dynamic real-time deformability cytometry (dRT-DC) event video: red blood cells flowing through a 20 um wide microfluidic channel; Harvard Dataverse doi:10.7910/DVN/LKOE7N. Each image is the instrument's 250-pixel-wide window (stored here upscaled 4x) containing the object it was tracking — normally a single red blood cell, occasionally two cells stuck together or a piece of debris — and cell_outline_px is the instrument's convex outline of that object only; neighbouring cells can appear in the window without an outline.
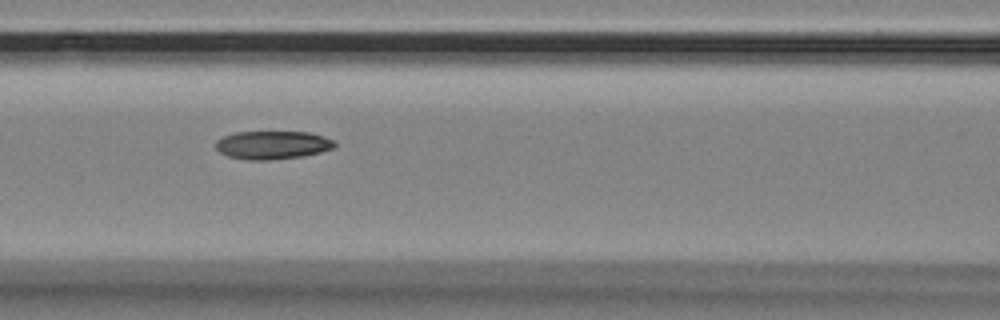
{"species": "Egyptian fruit bat (a non-hibernating species)", "species_latin": "Rousettus aegyptiacus", "temperature_condition": "room temperature", "stored_images_in_passage": 7, "camera_frame_rate_fps": 3000, "um_per_image_px": 0.085, "animal": {"sex": "female"}, "frame": {"image": 1, "passage_image": 4, "time_ms": 1.0, "image_size_px": [1000, 320], "cell_outline_px": [[336, 148], [304, 156], [268, 160], [248, 160], [228, 156], [220, 152], [216, 148], [216, 140], [224, 136], [236, 132], [308, 132], [324, 136], [336, 140]], "centroid_in_image_um": [23.21, 12.32], "position_along_channel_um": 143.4, "area_um2": 19.71}}
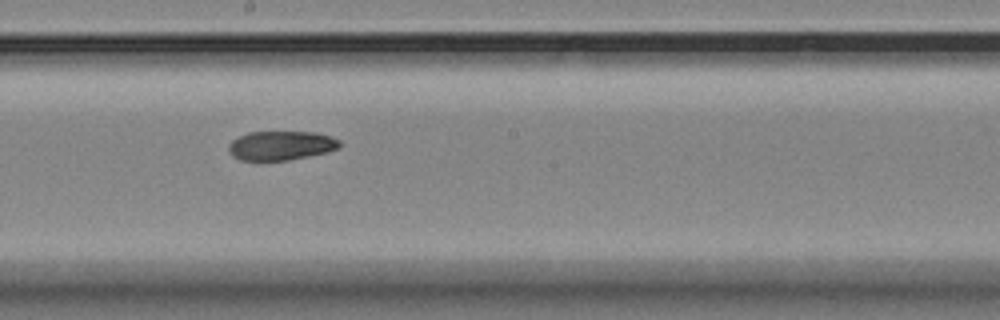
{"frame": {"image": 2, "passage_image": 6, "time_ms": 1.667, "image_size_px": [1000, 320], "cell_outline_px": [[340, 148], [328, 152], [288, 160], [240, 160], [232, 156], [228, 152], [228, 144], [232, 140], [248, 132], [316, 132], [332, 136], [340, 140]], "centroid_in_image_um": [23.89, 12.37], "position_along_channel_um": 224.3, "area_um2": 19.02}}
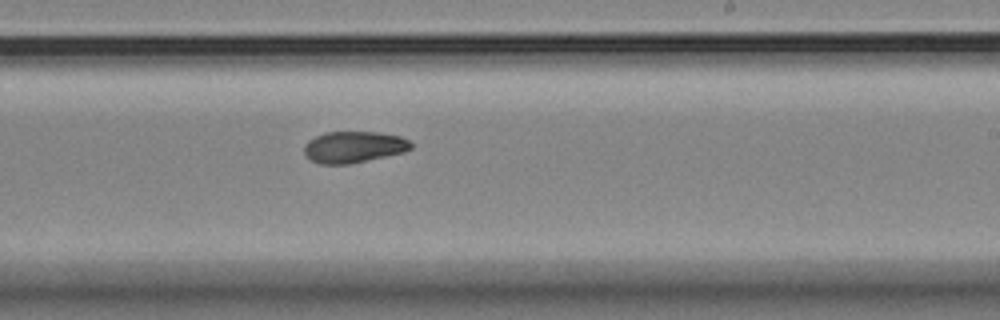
{"frame": {"image": 3, "passage_image": 7, "time_ms": 2.0, "image_size_px": [1000, 320], "cell_outline_px": [[412, 148], [404, 152], [348, 164], [320, 164], [308, 160], [304, 152], [304, 144], [308, 140], [324, 132], [380, 132], [400, 136], [408, 140], [412, 144]], "centroid_in_image_um": [30.03, 12.49], "position_along_channel_um": 259.0, "area_um2": 19.65}}